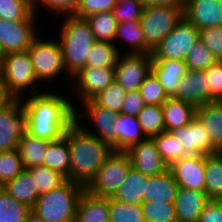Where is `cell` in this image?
Returning a JSON list of instances; mask_svg holds the SVG:
<instances>
[{"instance_id":"cell-25","label":"cell","mask_w":222,"mask_h":222,"mask_svg":"<svg viewBox=\"0 0 222 222\" xmlns=\"http://www.w3.org/2000/svg\"><path fill=\"white\" fill-rule=\"evenodd\" d=\"M75 222H110L109 198L85 190L78 203Z\"/></svg>"},{"instance_id":"cell-20","label":"cell","mask_w":222,"mask_h":222,"mask_svg":"<svg viewBox=\"0 0 222 222\" xmlns=\"http://www.w3.org/2000/svg\"><path fill=\"white\" fill-rule=\"evenodd\" d=\"M209 200L204 191L179 187L174 203L177 222H198Z\"/></svg>"},{"instance_id":"cell-28","label":"cell","mask_w":222,"mask_h":222,"mask_svg":"<svg viewBox=\"0 0 222 222\" xmlns=\"http://www.w3.org/2000/svg\"><path fill=\"white\" fill-rule=\"evenodd\" d=\"M2 188L15 200L31 209L39 197L34 178L27 169H24L16 178L7 182Z\"/></svg>"},{"instance_id":"cell-10","label":"cell","mask_w":222,"mask_h":222,"mask_svg":"<svg viewBox=\"0 0 222 222\" xmlns=\"http://www.w3.org/2000/svg\"><path fill=\"white\" fill-rule=\"evenodd\" d=\"M27 129L22 99H11L0 109V152L17 149L19 139Z\"/></svg>"},{"instance_id":"cell-22","label":"cell","mask_w":222,"mask_h":222,"mask_svg":"<svg viewBox=\"0 0 222 222\" xmlns=\"http://www.w3.org/2000/svg\"><path fill=\"white\" fill-rule=\"evenodd\" d=\"M178 189L169 169L162 174L148 176L143 202L174 204Z\"/></svg>"},{"instance_id":"cell-36","label":"cell","mask_w":222,"mask_h":222,"mask_svg":"<svg viewBox=\"0 0 222 222\" xmlns=\"http://www.w3.org/2000/svg\"><path fill=\"white\" fill-rule=\"evenodd\" d=\"M31 208L11 197L0 187V222H26Z\"/></svg>"},{"instance_id":"cell-56","label":"cell","mask_w":222,"mask_h":222,"mask_svg":"<svg viewBox=\"0 0 222 222\" xmlns=\"http://www.w3.org/2000/svg\"><path fill=\"white\" fill-rule=\"evenodd\" d=\"M5 54L4 52L2 51L1 47H0V66H1V63H2V60L4 58Z\"/></svg>"},{"instance_id":"cell-48","label":"cell","mask_w":222,"mask_h":222,"mask_svg":"<svg viewBox=\"0 0 222 222\" xmlns=\"http://www.w3.org/2000/svg\"><path fill=\"white\" fill-rule=\"evenodd\" d=\"M202 43L219 60H222V26L199 29Z\"/></svg>"},{"instance_id":"cell-51","label":"cell","mask_w":222,"mask_h":222,"mask_svg":"<svg viewBox=\"0 0 222 222\" xmlns=\"http://www.w3.org/2000/svg\"><path fill=\"white\" fill-rule=\"evenodd\" d=\"M146 105L139 90L126 92L121 114L137 117Z\"/></svg>"},{"instance_id":"cell-55","label":"cell","mask_w":222,"mask_h":222,"mask_svg":"<svg viewBox=\"0 0 222 222\" xmlns=\"http://www.w3.org/2000/svg\"><path fill=\"white\" fill-rule=\"evenodd\" d=\"M26 222H47L46 220H44L43 218H40L38 216H36L32 211L31 213L28 215Z\"/></svg>"},{"instance_id":"cell-18","label":"cell","mask_w":222,"mask_h":222,"mask_svg":"<svg viewBox=\"0 0 222 222\" xmlns=\"http://www.w3.org/2000/svg\"><path fill=\"white\" fill-rule=\"evenodd\" d=\"M184 17L198 29L222 26L221 0H189Z\"/></svg>"},{"instance_id":"cell-27","label":"cell","mask_w":222,"mask_h":222,"mask_svg":"<svg viewBox=\"0 0 222 222\" xmlns=\"http://www.w3.org/2000/svg\"><path fill=\"white\" fill-rule=\"evenodd\" d=\"M165 131L188 125L196 117V107L186 101L169 97L162 105Z\"/></svg>"},{"instance_id":"cell-39","label":"cell","mask_w":222,"mask_h":222,"mask_svg":"<svg viewBox=\"0 0 222 222\" xmlns=\"http://www.w3.org/2000/svg\"><path fill=\"white\" fill-rule=\"evenodd\" d=\"M27 170L34 178L39 195L59 187L67 180L59 172L49 169L46 166H36Z\"/></svg>"},{"instance_id":"cell-33","label":"cell","mask_w":222,"mask_h":222,"mask_svg":"<svg viewBox=\"0 0 222 222\" xmlns=\"http://www.w3.org/2000/svg\"><path fill=\"white\" fill-rule=\"evenodd\" d=\"M121 52V48L114 43L95 41L85 67L115 68Z\"/></svg>"},{"instance_id":"cell-50","label":"cell","mask_w":222,"mask_h":222,"mask_svg":"<svg viewBox=\"0 0 222 222\" xmlns=\"http://www.w3.org/2000/svg\"><path fill=\"white\" fill-rule=\"evenodd\" d=\"M77 4L78 0H33V11L37 14L38 9L43 6L49 12L55 15L61 14L64 17L65 15L73 14Z\"/></svg>"},{"instance_id":"cell-17","label":"cell","mask_w":222,"mask_h":222,"mask_svg":"<svg viewBox=\"0 0 222 222\" xmlns=\"http://www.w3.org/2000/svg\"><path fill=\"white\" fill-rule=\"evenodd\" d=\"M188 155H212L218 153L210 142L203 124L195 117L188 125L170 131Z\"/></svg>"},{"instance_id":"cell-11","label":"cell","mask_w":222,"mask_h":222,"mask_svg":"<svg viewBox=\"0 0 222 222\" xmlns=\"http://www.w3.org/2000/svg\"><path fill=\"white\" fill-rule=\"evenodd\" d=\"M115 66V81L126 91L139 90L144 79L152 71L151 54L121 53Z\"/></svg>"},{"instance_id":"cell-1","label":"cell","mask_w":222,"mask_h":222,"mask_svg":"<svg viewBox=\"0 0 222 222\" xmlns=\"http://www.w3.org/2000/svg\"><path fill=\"white\" fill-rule=\"evenodd\" d=\"M72 102L68 97L52 91L22 97V107L27 115V133L50 142L61 139L75 121L76 107Z\"/></svg>"},{"instance_id":"cell-12","label":"cell","mask_w":222,"mask_h":222,"mask_svg":"<svg viewBox=\"0 0 222 222\" xmlns=\"http://www.w3.org/2000/svg\"><path fill=\"white\" fill-rule=\"evenodd\" d=\"M36 25V21L12 22L0 18V47L4 54L28 50L38 36Z\"/></svg>"},{"instance_id":"cell-49","label":"cell","mask_w":222,"mask_h":222,"mask_svg":"<svg viewBox=\"0 0 222 222\" xmlns=\"http://www.w3.org/2000/svg\"><path fill=\"white\" fill-rule=\"evenodd\" d=\"M211 102L222 101V60H218L204 70Z\"/></svg>"},{"instance_id":"cell-24","label":"cell","mask_w":222,"mask_h":222,"mask_svg":"<svg viewBox=\"0 0 222 222\" xmlns=\"http://www.w3.org/2000/svg\"><path fill=\"white\" fill-rule=\"evenodd\" d=\"M196 117L206 129L211 146L222 152V101H213L196 107Z\"/></svg>"},{"instance_id":"cell-30","label":"cell","mask_w":222,"mask_h":222,"mask_svg":"<svg viewBox=\"0 0 222 222\" xmlns=\"http://www.w3.org/2000/svg\"><path fill=\"white\" fill-rule=\"evenodd\" d=\"M43 166L59 172L70 180V151L68 140L64 136L48 143Z\"/></svg>"},{"instance_id":"cell-57","label":"cell","mask_w":222,"mask_h":222,"mask_svg":"<svg viewBox=\"0 0 222 222\" xmlns=\"http://www.w3.org/2000/svg\"><path fill=\"white\" fill-rule=\"evenodd\" d=\"M184 4H186L189 0H181Z\"/></svg>"},{"instance_id":"cell-41","label":"cell","mask_w":222,"mask_h":222,"mask_svg":"<svg viewBox=\"0 0 222 222\" xmlns=\"http://www.w3.org/2000/svg\"><path fill=\"white\" fill-rule=\"evenodd\" d=\"M23 170L17 149L0 152V187L16 178Z\"/></svg>"},{"instance_id":"cell-9","label":"cell","mask_w":222,"mask_h":222,"mask_svg":"<svg viewBox=\"0 0 222 222\" xmlns=\"http://www.w3.org/2000/svg\"><path fill=\"white\" fill-rule=\"evenodd\" d=\"M199 39V29L183 17L175 28L152 50V59L185 61L188 52Z\"/></svg>"},{"instance_id":"cell-45","label":"cell","mask_w":222,"mask_h":222,"mask_svg":"<svg viewBox=\"0 0 222 222\" xmlns=\"http://www.w3.org/2000/svg\"><path fill=\"white\" fill-rule=\"evenodd\" d=\"M218 60L199 39L188 52L185 63L188 70H205Z\"/></svg>"},{"instance_id":"cell-4","label":"cell","mask_w":222,"mask_h":222,"mask_svg":"<svg viewBox=\"0 0 222 222\" xmlns=\"http://www.w3.org/2000/svg\"><path fill=\"white\" fill-rule=\"evenodd\" d=\"M85 187L67 179L59 187L39 195L32 212L47 222H75Z\"/></svg>"},{"instance_id":"cell-14","label":"cell","mask_w":222,"mask_h":222,"mask_svg":"<svg viewBox=\"0 0 222 222\" xmlns=\"http://www.w3.org/2000/svg\"><path fill=\"white\" fill-rule=\"evenodd\" d=\"M168 169L179 187L205 192V155L182 157Z\"/></svg>"},{"instance_id":"cell-35","label":"cell","mask_w":222,"mask_h":222,"mask_svg":"<svg viewBox=\"0 0 222 222\" xmlns=\"http://www.w3.org/2000/svg\"><path fill=\"white\" fill-rule=\"evenodd\" d=\"M33 0H0V18L9 21H37Z\"/></svg>"},{"instance_id":"cell-43","label":"cell","mask_w":222,"mask_h":222,"mask_svg":"<svg viewBox=\"0 0 222 222\" xmlns=\"http://www.w3.org/2000/svg\"><path fill=\"white\" fill-rule=\"evenodd\" d=\"M110 222H145L141 204L109 201Z\"/></svg>"},{"instance_id":"cell-29","label":"cell","mask_w":222,"mask_h":222,"mask_svg":"<svg viewBox=\"0 0 222 222\" xmlns=\"http://www.w3.org/2000/svg\"><path fill=\"white\" fill-rule=\"evenodd\" d=\"M50 141L42 140L26 133L19 139L17 150L24 169L43 166L46 149Z\"/></svg>"},{"instance_id":"cell-46","label":"cell","mask_w":222,"mask_h":222,"mask_svg":"<svg viewBox=\"0 0 222 222\" xmlns=\"http://www.w3.org/2000/svg\"><path fill=\"white\" fill-rule=\"evenodd\" d=\"M144 6L142 0H118L112 12L115 20L140 22Z\"/></svg>"},{"instance_id":"cell-53","label":"cell","mask_w":222,"mask_h":222,"mask_svg":"<svg viewBox=\"0 0 222 222\" xmlns=\"http://www.w3.org/2000/svg\"><path fill=\"white\" fill-rule=\"evenodd\" d=\"M144 7H184V3L181 0H142Z\"/></svg>"},{"instance_id":"cell-37","label":"cell","mask_w":222,"mask_h":222,"mask_svg":"<svg viewBox=\"0 0 222 222\" xmlns=\"http://www.w3.org/2000/svg\"><path fill=\"white\" fill-rule=\"evenodd\" d=\"M137 119L146 137H153L165 131L162 105H145Z\"/></svg>"},{"instance_id":"cell-15","label":"cell","mask_w":222,"mask_h":222,"mask_svg":"<svg viewBox=\"0 0 222 222\" xmlns=\"http://www.w3.org/2000/svg\"><path fill=\"white\" fill-rule=\"evenodd\" d=\"M84 104V105H83ZM84 107L85 113L90 118V122L94 123L95 131L92 128H88L85 123H81L80 116L83 113H78L75 109V120L89 133L97 136L109 144L114 151V121L116 120L119 113L110 109L97 106L92 100L82 102V108Z\"/></svg>"},{"instance_id":"cell-8","label":"cell","mask_w":222,"mask_h":222,"mask_svg":"<svg viewBox=\"0 0 222 222\" xmlns=\"http://www.w3.org/2000/svg\"><path fill=\"white\" fill-rule=\"evenodd\" d=\"M183 17L184 7H144L140 25L146 39V54H151Z\"/></svg>"},{"instance_id":"cell-52","label":"cell","mask_w":222,"mask_h":222,"mask_svg":"<svg viewBox=\"0 0 222 222\" xmlns=\"http://www.w3.org/2000/svg\"><path fill=\"white\" fill-rule=\"evenodd\" d=\"M198 222H222V200L210 199L204 206Z\"/></svg>"},{"instance_id":"cell-32","label":"cell","mask_w":222,"mask_h":222,"mask_svg":"<svg viewBox=\"0 0 222 222\" xmlns=\"http://www.w3.org/2000/svg\"><path fill=\"white\" fill-rule=\"evenodd\" d=\"M205 193L209 199L222 200V154L205 155Z\"/></svg>"},{"instance_id":"cell-13","label":"cell","mask_w":222,"mask_h":222,"mask_svg":"<svg viewBox=\"0 0 222 222\" xmlns=\"http://www.w3.org/2000/svg\"><path fill=\"white\" fill-rule=\"evenodd\" d=\"M71 79L74 93L79 96V101L91 100L99 92L115 81L114 68L84 67Z\"/></svg>"},{"instance_id":"cell-3","label":"cell","mask_w":222,"mask_h":222,"mask_svg":"<svg viewBox=\"0 0 222 222\" xmlns=\"http://www.w3.org/2000/svg\"><path fill=\"white\" fill-rule=\"evenodd\" d=\"M62 22L59 42L66 73L72 78L85 67L86 61H89L90 49L95 39L86 18L70 14L65 15Z\"/></svg>"},{"instance_id":"cell-31","label":"cell","mask_w":222,"mask_h":222,"mask_svg":"<svg viewBox=\"0 0 222 222\" xmlns=\"http://www.w3.org/2000/svg\"><path fill=\"white\" fill-rule=\"evenodd\" d=\"M117 39L125 41L126 54H146V39L140 22L124 21L117 25L114 44ZM130 48V49H129Z\"/></svg>"},{"instance_id":"cell-5","label":"cell","mask_w":222,"mask_h":222,"mask_svg":"<svg viewBox=\"0 0 222 222\" xmlns=\"http://www.w3.org/2000/svg\"><path fill=\"white\" fill-rule=\"evenodd\" d=\"M0 82L11 99H21L25 91L30 93L29 95L42 91L37 89L40 82L35 77L28 50L4 56L0 66Z\"/></svg>"},{"instance_id":"cell-6","label":"cell","mask_w":222,"mask_h":222,"mask_svg":"<svg viewBox=\"0 0 222 222\" xmlns=\"http://www.w3.org/2000/svg\"><path fill=\"white\" fill-rule=\"evenodd\" d=\"M131 168L127 152L112 151L85 190L98 197H108L119 190Z\"/></svg>"},{"instance_id":"cell-40","label":"cell","mask_w":222,"mask_h":222,"mask_svg":"<svg viewBox=\"0 0 222 222\" xmlns=\"http://www.w3.org/2000/svg\"><path fill=\"white\" fill-rule=\"evenodd\" d=\"M125 95L126 91L116 81H113L108 87L99 92L91 100L97 106L121 113Z\"/></svg>"},{"instance_id":"cell-54","label":"cell","mask_w":222,"mask_h":222,"mask_svg":"<svg viewBox=\"0 0 222 222\" xmlns=\"http://www.w3.org/2000/svg\"><path fill=\"white\" fill-rule=\"evenodd\" d=\"M10 100L11 98L6 94L4 87L0 85V109Z\"/></svg>"},{"instance_id":"cell-21","label":"cell","mask_w":222,"mask_h":222,"mask_svg":"<svg viewBox=\"0 0 222 222\" xmlns=\"http://www.w3.org/2000/svg\"><path fill=\"white\" fill-rule=\"evenodd\" d=\"M152 72L158 78L168 97L176 95L180 79L187 73L185 61L174 59H152Z\"/></svg>"},{"instance_id":"cell-42","label":"cell","mask_w":222,"mask_h":222,"mask_svg":"<svg viewBox=\"0 0 222 222\" xmlns=\"http://www.w3.org/2000/svg\"><path fill=\"white\" fill-rule=\"evenodd\" d=\"M141 209L145 222H177L174 204L143 202Z\"/></svg>"},{"instance_id":"cell-26","label":"cell","mask_w":222,"mask_h":222,"mask_svg":"<svg viewBox=\"0 0 222 222\" xmlns=\"http://www.w3.org/2000/svg\"><path fill=\"white\" fill-rule=\"evenodd\" d=\"M147 179L148 175H145L132 167L119 190L108 196L109 201L142 204Z\"/></svg>"},{"instance_id":"cell-23","label":"cell","mask_w":222,"mask_h":222,"mask_svg":"<svg viewBox=\"0 0 222 222\" xmlns=\"http://www.w3.org/2000/svg\"><path fill=\"white\" fill-rule=\"evenodd\" d=\"M114 125V151L126 152L146 138L135 116L119 113Z\"/></svg>"},{"instance_id":"cell-16","label":"cell","mask_w":222,"mask_h":222,"mask_svg":"<svg viewBox=\"0 0 222 222\" xmlns=\"http://www.w3.org/2000/svg\"><path fill=\"white\" fill-rule=\"evenodd\" d=\"M126 152L132 167L145 175H159L168 170V165L160 156L153 137H146Z\"/></svg>"},{"instance_id":"cell-44","label":"cell","mask_w":222,"mask_h":222,"mask_svg":"<svg viewBox=\"0 0 222 222\" xmlns=\"http://www.w3.org/2000/svg\"><path fill=\"white\" fill-rule=\"evenodd\" d=\"M139 92L146 105H163L169 98L152 71L139 87Z\"/></svg>"},{"instance_id":"cell-7","label":"cell","mask_w":222,"mask_h":222,"mask_svg":"<svg viewBox=\"0 0 222 222\" xmlns=\"http://www.w3.org/2000/svg\"><path fill=\"white\" fill-rule=\"evenodd\" d=\"M40 38L38 35L32 41L28 51L32 60L35 77L40 84L41 82H46L47 84L56 80L60 75L62 76L66 72V68L59 40H43L42 37Z\"/></svg>"},{"instance_id":"cell-38","label":"cell","mask_w":222,"mask_h":222,"mask_svg":"<svg viewBox=\"0 0 222 222\" xmlns=\"http://www.w3.org/2000/svg\"><path fill=\"white\" fill-rule=\"evenodd\" d=\"M157 150L168 167L182 157L188 156L182 145L173 137L170 132H161L153 136Z\"/></svg>"},{"instance_id":"cell-47","label":"cell","mask_w":222,"mask_h":222,"mask_svg":"<svg viewBox=\"0 0 222 222\" xmlns=\"http://www.w3.org/2000/svg\"><path fill=\"white\" fill-rule=\"evenodd\" d=\"M118 0H78L73 15L79 18H86L95 13L112 11Z\"/></svg>"},{"instance_id":"cell-34","label":"cell","mask_w":222,"mask_h":222,"mask_svg":"<svg viewBox=\"0 0 222 222\" xmlns=\"http://www.w3.org/2000/svg\"><path fill=\"white\" fill-rule=\"evenodd\" d=\"M95 41L114 42L118 22L115 20L113 12L95 13L88 17Z\"/></svg>"},{"instance_id":"cell-19","label":"cell","mask_w":222,"mask_h":222,"mask_svg":"<svg viewBox=\"0 0 222 222\" xmlns=\"http://www.w3.org/2000/svg\"><path fill=\"white\" fill-rule=\"evenodd\" d=\"M204 70H188L180 79L174 98L191 103L195 107L211 102Z\"/></svg>"},{"instance_id":"cell-2","label":"cell","mask_w":222,"mask_h":222,"mask_svg":"<svg viewBox=\"0 0 222 222\" xmlns=\"http://www.w3.org/2000/svg\"><path fill=\"white\" fill-rule=\"evenodd\" d=\"M64 137L68 140L70 151V180L86 187L113 149L87 132L76 120Z\"/></svg>"}]
</instances>
